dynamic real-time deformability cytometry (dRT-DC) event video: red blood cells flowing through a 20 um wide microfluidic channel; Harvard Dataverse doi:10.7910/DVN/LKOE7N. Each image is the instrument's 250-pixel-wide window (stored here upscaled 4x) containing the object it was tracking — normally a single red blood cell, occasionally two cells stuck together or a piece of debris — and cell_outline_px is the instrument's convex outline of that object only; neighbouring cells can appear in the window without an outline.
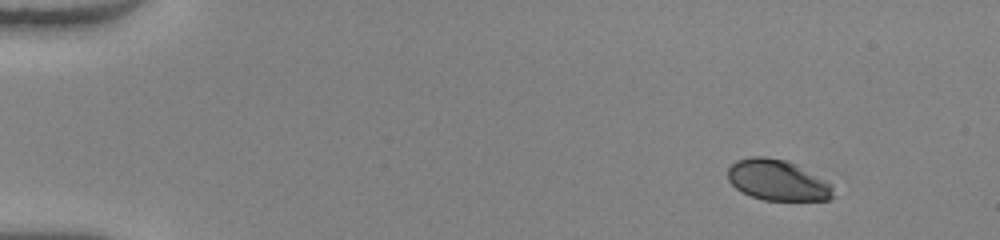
{"species": "human", "species_latin": "Homo sapiens", "temperature_condition": "warm", "stored_images_in_passage": 46, "camera_frame_rate_fps": 3000, "um_per_image_px": 0.085, "donor": {"sex": "female"}, "frame": {"image": 1, "passage_image": 1, "time_ms": 0.0, "image_size_px": [1000, 240], "cell_outline_px": [[836, 196], [832, 200], [764, 200], [752, 196], [736, 188], [728, 180], [728, 168], [736, 160], [752, 156], [764, 156], [784, 160], [796, 164], [832, 184]], "centroid_in_image_um": [66.12, 15.32], "position_along_channel_um": 18.9, "area_um2": 25.09}}
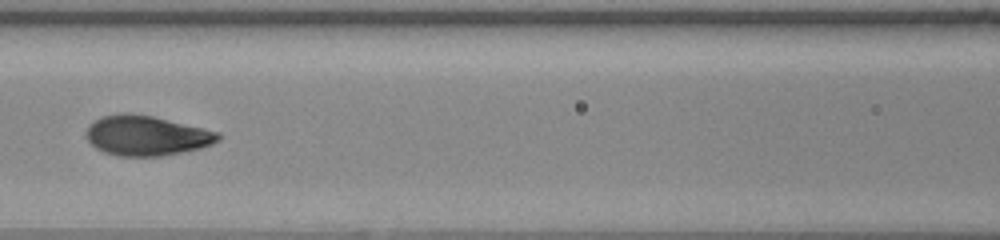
{"frame": {"image": 2, "passage_image": 20, "time_ms": 6.333, "image_size_px": [1000, 240], "cell_outline_px": [[220, 140], [212, 144], [200, 148], [160, 156], [116, 156], [104, 152], [96, 148], [84, 136], [84, 132], [88, 124], [100, 116], [120, 112], [128, 112], [152, 116], [204, 128], [220, 132]], "centroid_in_image_um": [12.39, 11.51], "position_along_channel_um": 154.2, "area_um2": 31.04}}
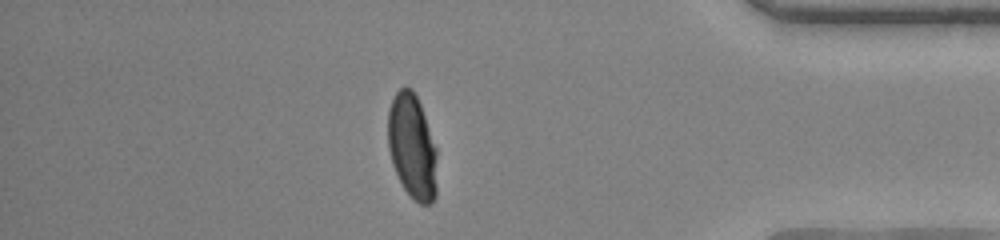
{"frame": {"image": 3, "passage_image": 40, "time_ms": 13.0, "image_size_px": [1000, 240], "cell_outline_px": [[436, 196], [432, 204], [420, 204], [412, 200], [404, 188], [392, 164], [388, 148], [388, 108], [396, 92], [400, 88], [412, 88], [420, 104], [436, 148]], "centroid_in_image_um": [35.03, 12.5], "position_along_channel_um": 400.2, "area_um2": 30.0}, "authors_computed_cell_mechanics": {"area_um2": 29.9982, "velocity_mm_per_s": 4.1112, "shape_relaxation_time_tau1_ms": 3.0485, "shape_relaxation_time_tau2_ms": null, "deformation_change_tau1": 0.1812, "deformation_change_tau2": null}}